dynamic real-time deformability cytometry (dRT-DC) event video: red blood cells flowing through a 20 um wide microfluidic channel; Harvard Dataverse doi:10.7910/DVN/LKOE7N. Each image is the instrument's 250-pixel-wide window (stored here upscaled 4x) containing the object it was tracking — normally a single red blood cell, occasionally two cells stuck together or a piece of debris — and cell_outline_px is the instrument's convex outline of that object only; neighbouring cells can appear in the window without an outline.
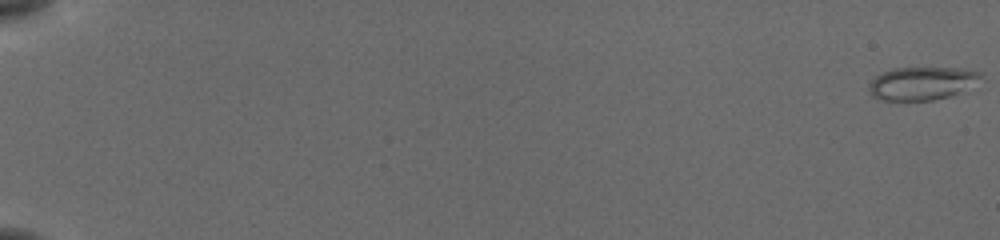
{"species": "common noctule bat (a hibernating species)", "species_latin": "Nyctalus noctula", "temperature_condition": "cold", "stored_images_in_passage": 11, "camera_frame_rate_fps": 3000, "um_per_image_px": 0.085, "animal": {"sex": "female", "body_mass_g": 19.5, "forearm_length_mm": 54.1}, "frame": {"image": 1, "passage_image": 1, "time_ms": 0.0, "image_size_px": [1000, 240], "cell_outline_px": [[980, 76], [956, 92], [948, 96], [932, 100], [880, 100], [872, 96], [868, 92], [868, 84], [876, 76], [884, 72], [896, 68], [956, 68], [980, 72]], "centroid_in_image_um": [78.19, 7.09], "position_along_channel_um": 6.8, "area_um2": 20.69}}